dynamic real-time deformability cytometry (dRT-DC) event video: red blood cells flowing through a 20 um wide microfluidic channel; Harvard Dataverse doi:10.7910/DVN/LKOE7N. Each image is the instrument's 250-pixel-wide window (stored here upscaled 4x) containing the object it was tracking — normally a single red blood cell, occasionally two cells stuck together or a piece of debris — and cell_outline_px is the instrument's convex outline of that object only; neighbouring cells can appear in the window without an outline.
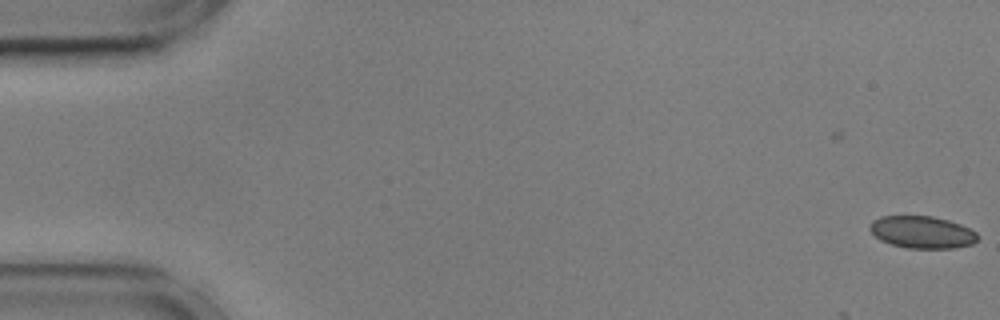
{"species": "common noctule bat (a hibernating species)", "species_latin": "Nyctalus noctula", "temperature_condition": "cold", "stored_images_in_passage": 5, "camera_frame_rate_fps": 3000, "um_per_image_px": 0.085, "animal": {"sex": "male", "body_mass_g": 17.9, "forearm_length_mm": 54.2}, "frame": {"image": 1, "passage_image": 5, "time_ms": 1.333, "image_size_px": [1000, 320], "cell_outline_px": [[980, 236], [972, 244], [956, 248], [908, 248], [892, 244], [880, 240], [868, 228], [868, 224], [872, 220], [880, 216], [932, 216], [948, 220], [960, 224], [976, 232]], "centroid_in_image_um": [78.36, 19.73], "position_along_channel_um": 6.6, "area_um2": 20.29}}